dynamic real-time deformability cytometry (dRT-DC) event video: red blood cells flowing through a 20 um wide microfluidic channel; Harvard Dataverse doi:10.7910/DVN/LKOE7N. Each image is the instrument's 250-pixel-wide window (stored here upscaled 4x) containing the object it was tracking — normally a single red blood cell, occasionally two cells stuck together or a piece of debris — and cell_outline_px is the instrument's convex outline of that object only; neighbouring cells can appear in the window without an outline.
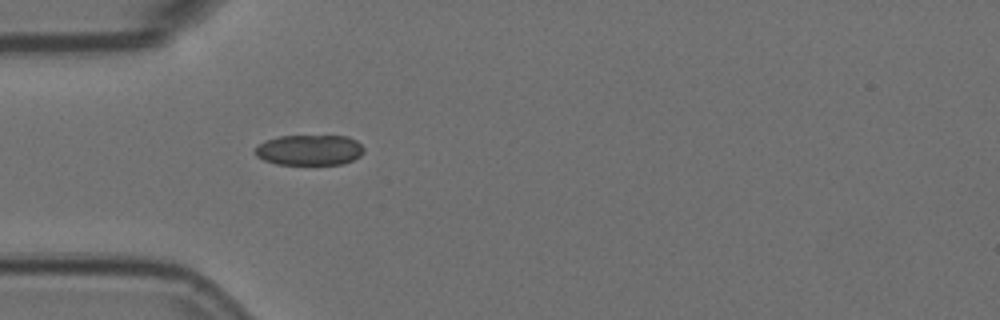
{"species": "Egyptian fruit bat (a non-hibernating species)", "species_latin": "Rousettus aegyptiacus", "temperature_condition": "room temperature", "stored_images_in_passage": 1, "camera_frame_rate_fps": 3000, "um_per_image_px": 0.085, "animal": {"sex": "female"}, "frame": {"image": 1, "passage_image": 1, "time_ms": 0.0, "image_size_px": [1000, 320], "cell_outline_px": [[364, 152], [360, 156], [344, 164], [276, 164], [264, 160], [256, 156], [252, 152], [260, 144], [268, 140], [280, 136], [348, 136], [356, 140], [364, 148]], "centroid_in_image_um": [26.31, 12.75], "position_along_channel_um": 58.7, "area_um2": 19.31}}